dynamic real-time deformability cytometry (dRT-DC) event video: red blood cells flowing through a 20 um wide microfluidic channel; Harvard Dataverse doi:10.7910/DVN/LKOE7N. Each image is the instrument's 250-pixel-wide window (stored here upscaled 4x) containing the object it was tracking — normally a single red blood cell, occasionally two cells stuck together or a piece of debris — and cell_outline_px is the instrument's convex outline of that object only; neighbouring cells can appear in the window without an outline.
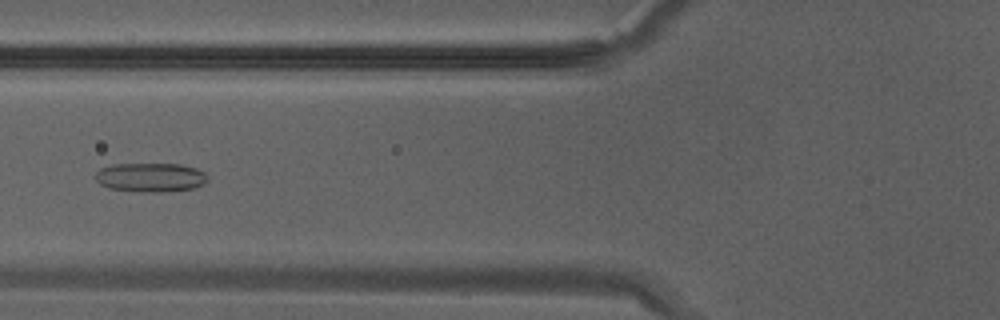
{"species": "Egyptian fruit bat (a non-hibernating species)", "species_latin": "Rousettus aegyptiacus", "temperature_condition": "warm", "stored_images_in_passage": 37, "camera_frame_rate_fps": 3000, "um_per_image_px": 0.085, "animal": {"sex": "male"}, "frame": {"image": 1, "passage_image": 15, "time_ms": 4.667, "image_size_px": [1000, 320], "cell_outline_px": [[208, 180], [204, 184], [192, 188], [164, 192], [140, 192], [108, 188], [100, 184], [96, 180], [96, 172], [100, 168], [112, 164], [180, 164], [196, 168], [204, 172], [208, 176]], "centroid_in_image_um": [12.8, 15.08], "position_along_channel_um": 113.0, "area_um2": 19.13}}
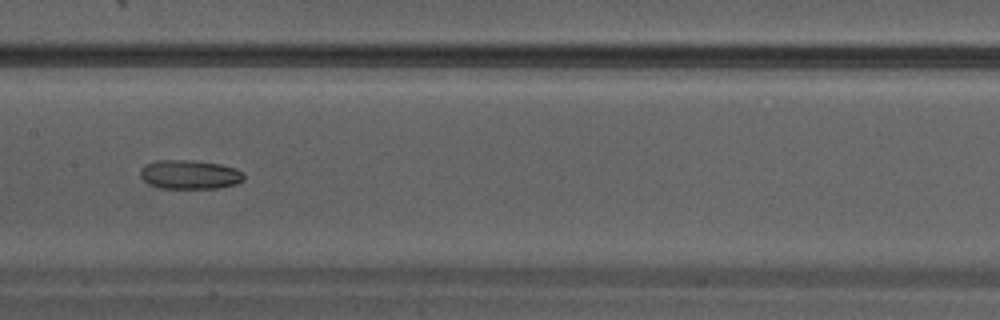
{"frame": {"image": 2, "passage_image": 19, "time_ms": 6.0, "image_size_px": [1000, 320], "cell_outline_px": [[244, 180], [236, 184], [216, 188], [160, 188], [148, 184], [140, 176], [140, 168], [144, 164], [156, 160], [192, 160], [220, 164], [236, 168], [244, 172]], "centroid_in_image_um": [16.11, 14.83], "position_along_channel_um": 191.3, "area_um2": 17.74}}
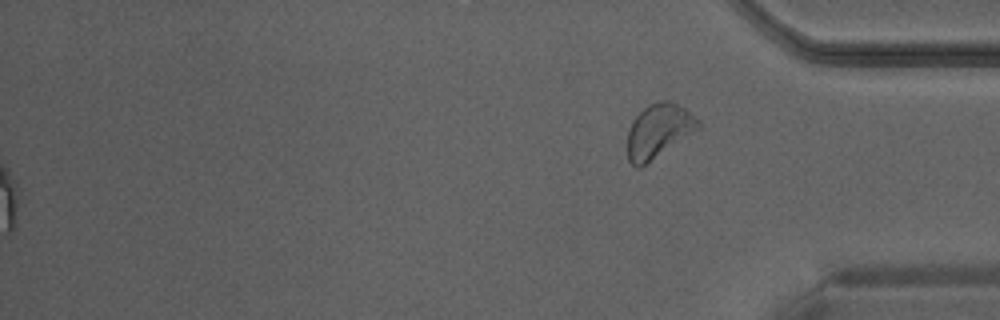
{"frame": {"image": 3, "passage_image": 37, "time_ms": 12.0, "image_size_px": [1000, 320], "cell_outline_px": [[700, 128], [640, 168], [636, 168], [628, 160], [628, 128], [632, 120], [648, 104], [660, 100], [672, 100], [684, 108], [700, 120]], "centroid_in_image_um": [55.97, 11.11], "position_along_channel_um": 379.2, "area_um2": 22.25}}